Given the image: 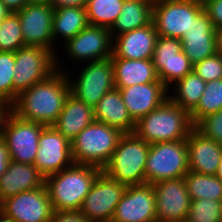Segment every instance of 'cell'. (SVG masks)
<instances>
[{
	"label": "cell",
	"mask_w": 222,
	"mask_h": 222,
	"mask_svg": "<svg viewBox=\"0 0 222 222\" xmlns=\"http://www.w3.org/2000/svg\"><path fill=\"white\" fill-rule=\"evenodd\" d=\"M49 222H89L80 211H54Z\"/></svg>",
	"instance_id": "39"
},
{
	"label": "cell",
	"mask_w": 222,
	"mask_h": 222,
	"mask_svg": "<svg viewBox=\"0 0 222 222\" xmlns=\"http://www.w3.org/2000/svg\"><path fill=\"white\" fill-rule=\"evenodd\" d=\"M45 126L23 120L13 112L5 124L2 139L14 162L34 164L39 148V136Z\"/></svg>",
	"instance_id": "12"
},
{
	"label": "cell",
	"mask_w": 222,
	"mask_h": 222,
	"mask_svg": "<svg viewBox=\"0 0 222 222\" xmlns=\"http://www.w3.org/2000/svg\"><path fill=\"white\" fill-rule=\"evenodd\" d=\"M49 4L54 8L63 7H86L87 0H50Z\"/></svg>",
	"instance_id": "42"
},
{
	"label": "cell",
	"mask_w": 222,
	"mask_h": 222,
	"mask_svg": "<svg viewBox=\"0 0 222 222\" xmlns=\"http://www.w3.org/2000/svg\"><path fill=\"white\" fill-rule=\"evenodd\" d=\"M204 10L209 16L213 26L217 29L222 27V0H214L206 3Z\"/></svg>",
	"instance_id": "38"
},
{
	"label": "cell",
	"mask_w": 222,
	"mask_h": 222,
	"mask_svg": "<svg viewBox=\"0 0 222 222\" xmlns=\"http://www.w3.org/2000/svg\"><path fill=\"white\" fill-rule=\"evenodd\" d=\"M146 1H149L152 5L159 2L160 0H146Z\"/></svg>",
	"instance_id": "50"
},
{
	"label": "cell",
	"mask_w": 222,
	"mask_h": 222,
	"mask_svg": "<svg viewBox=\"0 0 222 222\" xmlns=\"http://www.w3.org/2000/svg\"><path fill=\"white\" fill-rule=\"evenodd\" d=\"M194 128L190 113L169 98L157 109L140 118L134 134L148 144L186 139Z\"/></svg>",
	"instance_id": "3"
},
{
	"label": "cell",
	"mask_w": 222,
	"mask_h": 222,
	"mask_svg": "<svg viewBox=\"0 0 222 222\" xmlns=\"http://www.w3.org/2000/svg\"><path fill=\"white\" fill-rule=\"evenodd\" d=\"M93 121V108L69 94L58 119L52 126L71 142Z\"/></svg>",
	"instance_id": "25"
},
{
	"label": "cell",
	"mask_w": 222,
	"mask_h": 222,
	"mask_svg": "<svg viewBox=\"0 0 222 222\" xmlns=\"http://www.w3.org/2000/svg\"><path fill=\"white\" fill-rule=\"evenodd\" d=\"M73 164L71 142L53 126H45L39 136V148L33 165L47 177Z\"/></svg>",
	"instance_id": "14"
},
{
	"label": "cell",
	"mask_w": 222,
	"mask_h": 222,
	"mask_svg": "<svg viewBox=\"0 0 222 222\" xmlns=\"http://www.w3.org/2000/svg\"><path fill=\"white\" fill-rule=\"evenodd\" d=\"M219 222H222V205H221V212H220V216H219Z\"/></svg>",
	"instance_id": "51"
},
{
	"label": "cell",
	"mask_w": 222,
	"mask_h": 222,
	"mask_svg": "<svg viewBox=\"0 0 222 222\" xmlns=\"http://www.w3.org/2000/svg\"><path fill=\"white\" fill-rule=\"evenodd\" d=\"M217 52L222 56V27L216 30Z\"/></svg>",
	"instance_id": "44"
},
{
	"label": "cell",
	"mask_w": 222,
	"mask_h": 222,
	"mask_svg": "<svg viewBox=\"0 0 222 222\" xmlns=\"http://www.w3.org/2000/svg\"><path fill=\"white\" fill-rule=\"evenodd\" d=\"M215 176L222 181V155Z\"/></svg>",
	"instance_id": "46"
},
{
	"label": "cell",
	"mask_w": 222,
	"mask_h": 222,
	"mask_svg": "<svg viewBox=\"0 0 222 222\" xmlns=\"http://www.w3.org/2000/svg\"><path fill=\"white\" fill-rule=\"evenodd\" d=\"M188 172L187 138L150 144L145 165V184L183 178Z\"/></svg>",
	"instance_id": "6"
},
{
	"label": "cell",
	"mask_w": 222,
	"mask_h": 222,
	"mask_svg": "<svg viewBox=\"0 0 222 222\" xmlns=\"http://www.w3.org/2000/svg\"><path fill=\"white\" fill-rule=\"evenodd\" d=\"M206 83L222 79V56L217 52L193 65V69Z\"/></svg>",
	"instance_id": "36"
},
{
	"label": "cell",
	"mask_w": 222,
	"mask_h": 222,
	"mask_svg": "<svg viewBox=\"0 0 222 222\" xmlns=\"http://www.w3.org/2000/svg\"><path fill=\"white\" fill-rule=\"evenodd\" d=\"M131 118L137 122L157 109L169 98V89L162 82H150L119 89Z\"/></svg>",
	"instance_id": "20"
},
{
	"label": "cell",
	"mask_w": 222,
	"mask_h": 222,
	"mask_svg": "<svg viewBox=\"0 0 222 222\" xmlns=\"http://www.w3.org/2000/svg\"><path fill=\"white\" fill-rule=\"evenodd\" d=\"M14 52L0 51V96L14 103Z\"/></svg>",
	"instance_id": "35"
},
{
	"label": "cell",
	"mask_w": 222,
	"mask_h": 222,
	"mask_svg": "<svg viewBox=\"0 0 222 222\" xmlns=\"http://www.w3.org/2000/svg\"><path fill=\"white\" fill-rule=\"evenodd\" d=\"M194 128L203 136L213 139L222 145V109L200 119Z\"/></svg>",
	"instance_id": "37"
},
{
	"label": "cell",
	"mask_w": 222,
	"mask_h": 222,
	"mask_svg": "<svg viewBox=\"0 0 222 222\" xmlns=\"http://www.w3.org/2000/svg\"><path fill=\"white\" fill-rule=\"evenodd\" d=\"M0 102H5V100L0 96Z\"/></svg>",
	"instance_id": "52"
},
{
	"label": "cell",
	"mask_w": 222,
	"mask_h": 222,
	"mask_svg": "<svg viewBox=\"0 0 222 222\" xmlns=\"http://www.w3.org/2000/svg\"><path fill=\"white\" fill-rule=\"evenodd\" d=\"M124 0H87L89 25L110 29L121 13Z\"/></svg>",
	"instance_id": "31"
},
{
	"label": "cell",
	"mask_w": 222,
	"mask_h": 222,
	"mask_svg": "<svg viewBox=\"0 0 222 222\" xmlns=\"http://www.w3.org/2000/svg\"><path fill=\"white\" fill-rule=\"evenodd\" d=\"M15 13L21 23L25 45L49 49L57 56L52 36L54 8L50 4H27Z\"/></svg>",
	"instance_id": "16"
},
{
	"label": "cell",
	"mask_w": 222,
	"mask_h": 222,
	"mask_svg": "<svg viewBox=\"0 0 222 222\" xmlns=\"http://www.w3.org/2000/svg\"><path fill=\"white\" fill-rule=\"evenodd\" d=\"M152 21V4L146 0H124L121 13L109 29L111 38L144 27Z\"/></svg>",
	"instance_id": "27"
},
{
	"label": "cell",
	"mask_w": 222,
	"mask_h": 222,
	"mask_svg": "<svg viewBox=\"0 0 222 222\" xmlns=\"http://www.w3.org/2000/svg\"><path fill=\"white\" fill-rule=\"evenodd\" d=\"M4 6L10 12H17L20 11L25 5H27L26 0H1Z\"/></svg>",
	"instance_id": "43"
},
{
	"label": "cell",
	"mask_w": 222,
	"mask_h": 222,
	"mask_svg": "<svg viewBox=\"0 0 222 222\" xmlns=\"http://www.w3.org/2000/svg\"><path fill=\"white\" fill-rule=\"evenodd\" d=\"M111 62L116 89L150 82H161L151 59L111 58Z\"/></svg>",
	"instance_id": "26"
},
{
	"label": "cell",
	"mask_w": 222,
	"mask_h": 222,
	"mask_svg": "<svg viewBox=\"0 0 222 222\" xmlns=\"http://www.w3.org/2000/svg\"><path fill=\"white\" fill-rule=\"evenodd\" d=\"M10 153L6 146L5 141L0 139V176L7 171V167L10 163Z\"/></svg>",
	"instance_id": "41"
},
{
	"label": "cell",
	"mask_w": 222,
	"mask_h": 222,
	"mask_svg": "<svg viewBox=\"0 0 222 222\" xmlns=\"http://www.w3.org/2000/svg\"><path fill=\"white\" fill-rule=\"evenodd\" d=\"M149 146L134 133L124 134L102 171L126 186L145 184V165Z\"/></svg>",
	"instance_id": "5"
},
{
	"label": "cell",
	"mask_w": 222,
	"mask_h": 222,
	"mask_svg": "<svg viewBox=\"0 0 222 222\" xmlns=\"http://www.w3.org/2000/svg\"><path fill=\"white\" fill-rule=\"evenodd\" d=\"M112 44L108 28L88 25L64 45L70 60L87 63L111 58Z\"/></svg>",
	"instance_id": "17"
},
{
	"label": "cell",
	"mask_w": 222,
	"mask_h": 222,
	"mask_svg": "<svg viewBox=\"0 0 222 222\" xmlns=\"http://www.w3.org/2000/svg\"><path fill=\"white\" fill-rule=\"evenodd\" d=\"M85 67L73 80L67 74L70 94L94 108L107 92L115 88L114 69L111 58L92 61Z\"/></svg>",
	"instance_id": "9"
},
{
	"label": "cell",
	"mask_w": 222,
	"mask_h": 222,
	"mask_svg": "<svg viewBox=\"0 0 222 222\" xmlns=\"http://www.w3.org/2000/svg\"><path fill=\"white\" fill-rule=\"evenodd\" d=\"M0 222H10L9 220L3 218L1 215H0Z\"/></svg>",
	"instance_id": "49"
},
{
	"label": "cell",
	"mask_w": 222,
	"mask_h": 222,
	"mask_svg": "<svg viewBox=\"0 0 222 222\" xmlns=\"http://www.w3.org/2000/svg\"><path fill=\"white\" fill-rule=\"evenodd\" d=\"M180 41L192 65L217 53L216 28L204 9L193 19L192 27Z\"/></svg>",
	"instance_id": "19"
},
{
	"label": "cell",
	"mask_w": 222,
	"mask_h": 222,
	"mask_svg": "<svg viewBox=\"0 0 222 222\" xmlns=\"http://www.w3.org/2000/svg\"><path fill=\"white\" fill-rule=\"evenodd\" d=\"M189 171L215 175L222 155V145L193 128L187 137Z\"/></svg>",
	"instance_id": "22"
},
{
	"label": "cell",
	"mask_w": 222,
	"mask_h": 222,
	"mask_svg": "<svg viewBox=\"0 0 222 222\" xmlns=\"http://www.w3.org/2000/svg\"><path fill=\"white\" fill-rule=\"evenodd\" d=\"M202 6H204L206 3L214 1V0H197Z\"/></svg>",
	"instance_id": "48"
},
{
	"label": "cell",
	"mask_w": 222,
	"mask_h": 222,
	"mask_svg": "<svg viewBox=\"0 0 222 222\" xmlns=\"http://www.w3.org/2000/svg\"><path fill=\"white\" fill-rule=\"evenodd\" d=\"M24 46L19 17L10 12L0 22V51L15 52Z\"/></svg>",
	"instance_id": "33"
},
{
	"label": "cell",
	"mask_w": 222,
	"mask_h": 222,
	"mask_svg": "<svg viewBox=\"0 0 222 222\" xmlns=\"http://www.w3.org/2000/svg\"><path fill=\"white\" fill-rule=\"evenodd\" d=\"M174 84L175 85H172L174 86L173 94L170 93L169 89V99L182 109L191 113L199 104L207 83L194 71H191Z\"/></svg>",
	"instance_id": "29"
},
{
	"label": "cell",
	"mask_w": 222,
	"mask_h": 222,
	"mask_svg": "<svg viewBox=\"0 0 222 222\" xmlns=\"http://www.w3.org/2000/svg\"><path fill=\"white\" fill-rule=\"evenodd\" d=\"M123 135L120 130L94 120L71 140L74 163L103 169Z\"/></svg>",
	"instance_id": "4"
},
{
	"label": "cell",
	"mask_w": 222,
	"mask_h": 222,
	"mask_svg": "<svg viewBox=\"0 0 222 222\" xmlns=\"http://www.w3.org/2000/svg\"><path fill=\"white\" fill-rule=\"evenodd\" d=\"M12 113V104L8 101L0 102V139L3 136L5 124Z\"/></svg>",
	"instance_id": "40"
},
{
	"label": "cell",
	"mask_w": 222,
	"mask_h": 222,
	"mask_svg": "<svg viewBox=\"0 0 222 222\" xmlns=\"http://www.w3.org/2000/svg\"><path fill=\"white\" fill-rule=\"evenodd\" d=\"M152 184L127 186L116 206L112 222H157Z\"/></svg>",
	"instance_id": "18"
},
{
	"label": "cell",
	"mask_w": 222,
	"mask_h": 222,
	"mask_svg": "<svg viewBox=\"0 0 222 222\" xmlns=\"http://www.w3.org/2000/svg\"><path fill=\"white\" fill-rule=\"evenodd\" d=\"M53 212L45 185L4 199L0 209L10 222H49Z\"/></svg>",
	"instance_id": "11"
},
{
	"label": "cell",
	"mask_w": 222,
	"mask_h": 222,
	"mask_svg": "<svg viewBox=\"0 0 222 222\" xmlns=\"http://www.w3.org/2000/svg\"><path fill=\"white\" fill-rule=\"evenodd\" d=\"M222 109V79L213 80L206 84L197 107L190 113L193 125L200 119Z\"/></svg>",
	"instance_id": "32"
},
{
	"label": "cell",
	"mask_w": 222,
	"mask_h": 222,
	"mask_svg": "<svg viewBox=\"0 0 222 222\" xmlns=\"http://www.w3.org/2000/svg\"><path fill=\"white\" fill-rule=\"evenodd\" d=\"M45 177L32 164L10 161L0 176V200L44 186Z\"/></svg>",
	"instance_id": "23"
},
{
	"label": "cell",
	"mask_w": 222,
	"mask_h": 222,
	"mask_svg": "<svg viewBox=\"0 0 222 222\" xmlns=\"http://www.w3.org/2000/svg\"><path fill=\"white\" fill-rule=\"evenodd\" d=\"M56 69L43 81L21 92L12 104V112L23 120L44 126H52L70 94L67 72L60 69L56 57Z\"/></svg>",
	"instance_id": "1"
},
{
	"label": "cell",
	"mask_w": 222,
	"mask_h": 222,
	"mask_svg": "<svg viewBox=\"0 0 222 222\" xmlns=\"http://www.w3.org/2000/svg\"><path fill=\"white\" fill-rule=\"evenodd\" d=\"M222 202L220 200H191L188 222H219Z\"/></svg>",
	"instance_id": "34"
},
{
	"label": "cell",
	"mask_w": 222,
	"mask_h": 222,
	"mask_svg": "<svg viewBox=\"0 0 222 222\" xmlns=\"http://www.w3.org/2000/svg\"><path fill=\"white\" fill-rule=\"evenodd\" d=\"M157 38L152 21L144 27L118 35L113 38L111 58L152 59Z\"/></svg>",
	"instance_id": "21"
},
{
	"label": "cell",
	"mask_w": 222,
	"mask_h": 222,
	"mask_svg": "<svg viewBox=\"0 0 222 222\" xmlns=\"http://www.w3.org/2000/svg\"><path fill=\"white\" fill-rule=\"evenodd\" d=\"M102 172L93 165L73 164L64 170L45 177V187L53 211H79L84 198Z\"/></svg>",
	"instance_id": "2"
},
{
	"label": "cell",
	"mask_w": 222,
	"mask_h": 222,
	"mask_svg": "<svg viewBox=\"0 0 222 222\" xmlns=\"http://www.w3.org/2000/svg\"><path fill=\"white\" fill-rule=\"evenodd\" d=\"M157 222L185 221L191 199L183 178L162 180L153 184Z\"/></svg>",
	"instance_id": "15"
},
{
	"label": "cell",
	"mask_w": 222,
	"mask_h": 222,
	"mask_svg": "<svg viewBox=\"0 0 222 222\" xmlns=\"http://www.w3.org/2000/svg\"><path fill=\"white\" fill-rule=\"evenodd\" d=\"M94 120L120 130L134 132L136 122L131 118L119 89L107 92L93 108Z\"/></svg>",
	"instance_id": "24"
},
{
	"label": "cell",
	"mask_w": 222,
	"mask_h": 222,
	"mask_svg": "<svg viewBox=\"0 0 222 222\" xmlns=\"http://www.w3.org/2000/svg\"><path fill=\"white\" fill-rule=\"evenodd\" d=\"M184 180L191 200L207 198L222 202V181L215 175L189 171Z\"/></svg>",
	"instance_id": "30"
},
{
	"label": "cell",
	"mask_w": 222,
	"mask_h": 222,
	"mask_svg": "<svg viewBox=\"0 0 222 222\" xmlns=\"http://www.w3.org/2000/svg\"><path fill=\"white\" fill-rule=\"evenodd\" d=\"M56 57L52 51L40 46H24L14 52V102L21 92L57 70Z\"/></svg>",
	"instance_id": "7"
},
{
	"label": "cell",
	"mask_w": 222,
	"mask_h": 222,
	"mask_svg": "<svg viewBox=\"0 0 222 222\" xmlns=\"http://www.w3.org/2000/svg\"><path fill=\"white\" fill-rule=\"evenodd\" d=\"M27 4H49L50 0H26Z\"/></svg>",
	"instance_id": "47"
},
{
	"label": "cell",
	"mask_w": 222,
	"mask_h": 222,
	"mask_svg": "<svg viewBox=\"0 0 222 222\" xmlns=\"http://www.w3.org/2000/svg\"><path fill=\"white\" fill-rule=\"evenodd\" d=\"M89 25L87 20L86 8L63 7L54 9L52 19V36L57 42L59 37H63L66 43L69 39L75 37L82 29Z\"/></svg>",
	"instance_id": "28"
},
{
	"label": "cell",
	"mask_w": 222,
	"mask_h": 222,
	"mask_svg": "<svg viewBox=\"0 0 222 222\" xmlns=\"http://www.w3.org/2000/svg\"><path fill=\"white\" fill-rule=\"evenodd\" d=\"M126 187L102 171L84 198L79 211L89 222H110Z\"/></svg>",
	"instance_id": "10"
},
{
	"label": "cell",
	"mask_w": 222,
	"mask_h": 222,
	"mask_svg": "<svg viewBox=\"0 0 222 222\" xmlns=\"http://www.w3.org/2000/svg\"><path fill=\"white\" fill-rule=\"evenodd\" d=\"M203 9L197 0H160L152 5V23L158 36L181 39Z\"/></svg>",
	"instance_id": "8"
},
{
	"label": "cell",
	"mask_w": 222,
	"mask_h": 222,
	"mask_svg": "<svg viewBox=\"0 0 222 222\" xmlns=\"http://www.w3.org/2000/svg\"><path fill=\"white\" fill-rule=\"evenodd\" d=\"M10 13V11L4 6L0 0V22Z\"/></svg>",
	"instance_id": "45"
},
{
	"label": "cell",
	"mask_w": 222,
	"mask_h": 222,
	"mask_svg": "<svg viewBox=\"0 0 222 222\" xmlns=\"http://www.w3.org/2000/svg\"><path fill=\"white\" fill-rule=\"evenodd\" d=\"M151 60L159 80L168 89L193 69L182 50L180 39L176 38L158 36Z\"/></svg>",
	"instance_id": "13"
}]
</instances>
